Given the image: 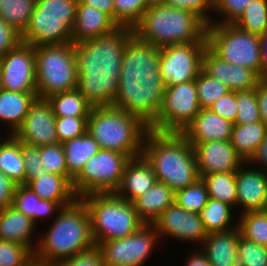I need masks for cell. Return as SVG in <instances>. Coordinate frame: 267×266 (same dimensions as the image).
Wrapping results in <instances>:
<instances>
[{
  "instance_id": "cell-25",
  "label": "cell",
  "mask_w": 267,
  "mask_h": 266,
  "mask_svg": "<svg viewBox=\"0 0 267 266\" xmlns=\"http://www.w3.org/2000/svg\"><path fill=\"white\" fill-rule=\"evenodd\" d=\"M37 92L18 93L0 88V121L7 125L8 135H14L23 124Z\"/></svg>"
},
{
  "instance_id": "cell-55",
  "label": "cell",
  "mask_w": 267,
  "mask_h": 266,
  "mask_svg": "<svg viewBox=\"0 0 267 266\" xmlns=\"http://www.w3.org/2000/svg\"><path fill=\"white\" fill-rule=\"evenodd\" d=\"M78 4H88L98 8L114 20V0H78Z\"/></svg>"
},
{
  "instance_id": "cell-23",
  "label": "cell",
  "mask_w": 267,
  "mask_h": 266,
  "mask_svg": "<svg viewBox=\"0 0 267 266\" xmlns=\"http://www.w3.org/2000/svg\"><path fill=\"white\" fill-rule=\"evenodd\" d=\"M239 226L224 232L210 233L200 246L211 266H239Z\"/></svg>"
},
{
  "instance_id": "cell-54",
  "label": "cell",
  "mask_w": 267,
  "mask_h": 266,
  "mask_svg": "<svg viewBox=\"0 0 267 266\" xmlns=\"http://www.w3.org/2000/svg\"><path fill=\"white\" fill-rule=\"evenodd\" d=\"M248 163L249 165L253 164L258 165L257 168L267 173V135L264 138V140L259 144L255 153L253 154L252 158L248 161Z\"/></svg>"
},
{
  "instance_id": "cell-59",
  "label": "cell",
  "mask_w": 267,
  "mask_h": 266,
  "mask_svg": "<svg viewBox=\"0 0 267 266\" xmlns=\"http://www.w3.org/2000/svg\"><path fill=\"white\" fill-rule=\"evenodd\" d=\"M0 88H1V66H0Z\"/></svg>"
},
{
  "instance_id": "cell-12",
  "label": "cell",
  "mask_w": 267,
  "mask_h": 266,
  "mask_svg": "<svg viewBox=\"0 0 267 266\" xmlns=\"http://www.w3.org/2000/svg\"><path fill=\"white\" fill-rule=\"evenodd\" d=\"M129 160L123 153L100 149L72 180L77 197L80 199L94 193H115Z\"/></svg>"
},
{
  "instance_id": "cell-33",
  "label": "cell",
  "mask_w": 267,
  "mask_h": 266,
  "mask_svg": "<svg viewBox=\"0 0 267 266\" xmlns=\"http://www.w3.org/2000/svg\"><path fill=\"white\" fill-rule=\"evenodd\" d=\"M233 209L225 202L208 198L207 204L198 213L207 233L224 232L237 227L232 221Z\"/></svg>"
},
{
  "instance_id": "cell-53",
  "label": "cell",
  "mask_w": 267,
  "mask_h": 266,
  "mask_svg": "<svg viewBox=\"0 0 267 266\" xmlns=\"http://www.w3.org/2000/svg\"><path fill=\"white\" fill-rule=\"evenodd\" d=\"M256 97L261 115V121L267 127V82L262 79L256 86Z\"/></svg>"
},
{
  "instance_id": "cell-49",
  "label": "cell",
  "mask_w": 267,
  "mask_h": 266,
  "mask_svg": "<svg viewBox=\"0 0 267 266\" xmlns=\"http://www.w3.org/2000/svg\"><path fill=\"white\" fill-rule=\"evenodd\" d=\"M208 109L234 123L237 115L236 91H230L221 96Z\"/></svg>"
},
{
  "instance_id": "cell-16",
  "label": "cell",
  "mask_w": 267,
  "mask_h": 266,
  "mask_svg": "<svg viewBox=\"0 0 267 266\" xmlns=\"http://www.w3.org/2000/svg\"><path fill=\"white\" fill-rule=\"evenodd\" d=\"M159 234L175 240L194 241L200 247L208 236L198 213L189 212L175 202L168 206L152 224Z\"/></svg>"
},
{
  "instance_id": "cell-47",
  "label": "cell",
  "mask_w": 267,
  "mask_h": 266,
  "mask_svg": "<svg viewBox=\"0 0 267 266\" xmlns=\"http://www.w3.org/2000/svg\"><path fill=\"white\" fill-rule=\"evenodd\" d=\"M251 0H214V12L221 20L212 23H234ZM223 15V16H222ZM223 17V18H222Z\"/></svg>"
},
{
  "instance_id": "cell-21",
  "label": "cell",
  "mask_w": 267,
  "mask_h": 266,
  "mask_svg": "<svg viewBox=\"0 0 267 266\" xmlns=\"http://www.w3.org/2000/svg\"><path fill=\"white\" fill-rule=\"evenodd\" d=\"M157 182L152 165L143 155L131 158L124 169L121 182L115 194L133 202Z\"/></svg>"
},
{
  "instance_id": "cell-40",
  "label": "cell",
  "mask_w": 267,
  "mask_h": 266,
  "mask_svg": "<svg viewBox=\"0 0 267 266\" xmlns=\"http://www.w3.org/2000/svg\"><path fill=\"white\" fill-rule=\"evenodd\" d=\"M195 86L201 109H208L218 98L231 91L225 84L212 78L203 70L196 77Z\"/></svg>"
},
{
  "instance_id": "cell-58",
  "label": "cell",
  "mask_w": 267,
  "mask_h": 266,
  "mask_svg": "<svg viewBox=\"0 0 267 266\" xmlns=\"http://www.w3.org/2000/svg\"><path fill=\"white\" fill-rule=\"evenodd\" d=\"M28 266H55V265L44 264V263L38 262L36 260H33Z\"/></svg>"
},
{
  "instance_id": "cell-52",
  "label": "cell",
  "mask_w": 267,
  "mask_h": 266,
  "mask_svg": "<svg viewBox=\"0 0 267 266\" xmlns=\"http://www.w3.org/2000/svg\"><path fill=\"white\" fill-rule=\"evenodd\" d=\"M17 184L0 171V211L13 204Z\"/></svg>"
},
{
  "instance_id": "cell-14",
  "label": "cell",
  "mask_w": 267,
  "mask_h": 266,
  "mask_svg": "<svg viewBox=\"0 0 267 266\" xmlns=\"http://www.w3.org/2000/svg\"><path fill=\"white\" fill-rule=\"evenodd\" d=\"M1 88L18 92H37L35 47L20 42L0 57Z\"/></svg>"
},
{
  "instance_id": "cell-43",
  "label": "cell",
  "mask_w": 267,
  "mask_h": 266,
  "mask_svg": "<svg viewBox=\"0 0 267 266\" xmlns=\"http://www.w3.org/2000/svg\"><path fill=\"white\" fill-rule=\"evenodd\" d=\"M34 252L20 243L0 240V266H28Z\"/></svg>"
},
{
  "instance_id": "cell-27",
  "label": "cell",
  "mask_w": 267,
  "mask_h": 266,
  "mask_svg": "<svg viewBox=\"0 0 267 266\" xmlns=\"http://www.w3.org/2000/svg\"><path fill=\"white\" fill-rule=\"evenodd\" d=\"M175 192L165 183L157 181L132 203L144 224H153L160 214L174 203Z\"/></svg>"
},
{
  "instance_id": "cell-51",
  "label": "cell",
  "mask_w": 267,
  "mask_h": 266,
  "mask_svg": "<svg viewBox=\"0 0 267 266\" xmlns=\"http://www.w3.org/2000/svg\"><path fill=\"white\" fill-rule=\"evenodd\" d=\"M21 41V34L0 17V57L15 48Z\"/></svg>"
},
{
  "instance_id": "cell-56",
  "label": "cell",
  "mask_w": 267,
  "mask_h": 266,
  "mask_svg": "<svg viewBox=\"0 0 267 266\" xmlns=\"http://www.w3.org/2000/svg\"><path fill=\"white\" fill-rule=\"evenodd\" d=\"M185 266H211L209 263L207 256L205 253L200 249L196 252V250L189 255L187 258Z\"/></svg>"
},
{
  "instance_id": "cell-3",
  "label": "cell",
  "mask_w": 267,
  "mask_h": 266,
  "mask_svg": "<svg viewBox=\"0 0 267 266\" xmlns=\"http://www.w3.org/2000/svg\"><path fill=\"white\" fill-rule=\"evenodd\" d=\"M206 28L207 24L191 11L153 0L133 28L138 55L142 59L147 53L164 46L207 42Z\"/></svg>"
},
{
  "instance_id": "cell-60",
  "label": "cell",
  "mask_w": 267,
  "mask_h": 266,
  "mask_svg": "<svg viewBox=\"0 0 267 266\" xmlns=\"http://www.w3.org/2000/svg\"><path fill=\"white\" fill-rule=\"evenodd\" d=\"M264 80L267 82V73H266V75H265V77H264Z\"/></svg>"
},
{
  "instance_id": "cell-18",
  "label": "cell",
  "mask_w": 267,
  "mask_h": 266,
  "mask_svg": "<svg viewBox=\"0 0 267 266\" xmlns=\"http://www.w3.org/2000/svg\"><path fill=\"white\" fill-rule=\"evenodd\" d=\"M248 165L244 162L235 172L236 207L239 205L242 209L239 214L267 210V173Z\"/></svg>"
},
{
  "instance_id": "cell-41",
  "label": "cell",
  "mask_w": 267,
  "mask_h": 266,
  "mask_svg": "<svg viewBox=\"0 0 267 266\" xmlns=\"http://www.w3.org/2000/svg\"><path fill=\"white\" fill-rule=\"evenodd\" d=\"M237 115L234 124H248L261 121L256 87L248 91H236Z\"/></svg>"
},
{
  "instance_id": "cell-7",
  "label": "cell",
  "mask_w": 267,
  "mask_h": 266,
  "mask_svg": "<svg viewBox=\"0 0 267 266\" xmlns=\"http://www.w3.org/2000/svg\"><path fill=\"white\" fill-rule=\"evenodd\" d=\"M147 106L150 130L182 133L201 110L195 80L159 89Z\"/></svg>"
},
{
  "instance_id": "cell-1",
  "label": "cell",
  "mask_w": 267,
  "mask_h": 266,
  "mask_svg": "<svg viewBox=\"0 0 267 266\" xmlns=\"http://www.w3.org/2000/svg\"><path fill=\"white\" fill-rule=\"evenodd\" d=\"M77 89L94 106L120 105L141 97V58L134 29L73 43Z\"/></svg>"
},
{
  "instance_id": "cell-17",
  "label": "cell",
  "mask_w": 267,
  "mask_h": 266,
  "mask_svg": "<svg viewBox=\"0 0 267 266\" xmlns=\"http://www.w3.org/2000/svg\"><path fill=\"white\" fill-rule=\"evenodd\" d=\"M202 70L231 91L254 89L262 80L254 70L221 59L208 46L203 53Z\"/></svg>"
},
{
  "instance_id": "cell-48",
  "label": "cell",
  "mask_w": 267,
  "mask_h": 266,
  "mask_svg": "<svg viewBox=\"0 0 267 266\" xmlns=\"http://www.w3.org/2000/svg\"><path fill=\"white\" fill-rule=\"evenodd\" d=\"M21 152L25 163L26 181L39 178L47 173L41 164L40 147L21 143Z\"/></svg>"
},
{
  "instance_id": "cell-32",
  "label": "cell",
  "mask_w": 267,
  "mask_h": 266,
  "mask_svg": "<svg viewBox=\"0 0 267 266\" xmlns=\"http://www.w3.org/2000/svg\"><path fill=\"white\" fill-rule=\"evenodd\" d=\"M46 99L55 117H89L93 107L77 88L53 94Z\"/></svg>"
},
{
  "instance_id": "cell-31",
  "label": "cell",
  "mask_w": 267,
  "mask_h": 266,
  "mask_svg": "<svg viewBox=\"0 0 267 266\" xmlns=\"http://www.w3.org/2000/svg\"><path fill=\"white\" fill-rule=\"evenodd\" d=\"M68 173L74 178L92 155L100 150L98 142L87 131L84 135L62 143Z\"/></svg>"
},
{
  "instance_id": "cell-5",
  "label": "cell",
  "mask_w": 267,
  "mask_h": 266,
  "mask_svg": "<svg viewBox=\"0 0 267 266\" xmlns=\"http://www.w3.org/2000/svg\"><path fill=\"white\" fill-rule=\"evenodd\" d=\"M52 223L35 244L34 260L55 265L96 246L89 212L81 199L63 207Z\"/></svg>"
},
{
  "instance_id": "cell-29",
  "label": "cell",
  "mask_w": 267,
  "mask_h": 266,
  "mask_svg": "<svg viewBox=\"0 0 267 266\" xmlns=\"http://www.w3.org/2000/svg\"><path fill=\"white\" fill-rule=\"evenodd\" d=\"M266 135L267 127L262 121L234 124L230 141L242 160L248 162Z\"/></svg>"
},
{
  "instance_id": "cell-2",
  "label": "cell",
  "mask_w": 267,
  "mask_h": 266,
  "mask_svg": "<svg viewBox=\"0 0 267 266\" xmlns=\"http://www.w3.org/2000/svg\"><path fill=\"white\" fill-rule=\"evenodd\" d=\"M149 130L148 106L141 97L120 105L94 106L88 117L87 131L100 149L117 151L130 159L142 155Z\"/></svg>"
},
{
  "instance_id": "cell-46",
  "label": "cell",
  "mask_w": 267,
  "mask_h": 266,
  "mask_svg": "<svg viewBox=\"0 0 267 266\" xmlns=\"http://www.w3.org/2000/svg\"><path fill=\"white\" fill-rule=\"evenodd\" d=\"M172 8L189 10L200 17L207 25L214 22L208 11L214 12V0H162Z\"/></svg>"
},
{
  "instance_id": "cell-57",
  "label": "cell",
  "mask_w": 267,
  "mask_h": 266,
  "mask_svg": "<svg viewBox=\"0 0 267 266\" xmlns=\"http://www.w3.org/2000/svg\"><path fill=\"white\" fill-rule=\"evenodd\" d=\"M262 62L264 65V77L267 73V30L260 35Z\"/></svg>"
},
{
  "instance_id": "cell-22",
  "label": "cell",
  "mask_w": 267,
  "mask_h": 266,
  "mask_svg": "<svg viewBox=\"0 0 267 266\" xmlns=\"http://www.w3.org/2000/svg\"><path fill=\"white\" fill-rule=\"evenodd\" d=\"M118 27V24L108 14L98 8L88 4H77L72 43L109 34Z\"/></svg>"
},
{
  "instance_id": "cell-10",
  "label": "cell",
  "mask_w": 267,
  "mask_h": 266,
  "mask_svg": "<svg viewBox=\"0 0 267 266\" xmlns=\"http://www.w3.org/2000/svg\"><path fill=\"white\" fill-rule=\"evenodd\" d=\"M206 38L208 47L221 59L252 69L264 79L260 35L244 32L233 23H211Z\"/></svg>"
},
{
  "instance_id": "cell-30",
  "label": "cell",
  "mask_w": 267,
  "mask_h": 266,
  "mask_svg": "<svg viewBox=\"0 0 267 266\" xmlns=\"http://www.w3.org/2000/svg\"><path fill=\"white\" fill-rule=\"evenodd\" d=\"M0 139V171L17 185L26 184L25 163L21 152V141L14 135Z\"/></svg>"
},
{
  "instance_id": "cell-44",
  "label": "cell",
  "mask_w": 267,
  "mask_h": 266,
  "mask_svg": "<svg viewBox=\"0 0 267 266\" xmlns=\"http://www.w3.org/2000/svg\"><path fill=\"white\" fill-rule=\"evenodd\" d=\"M239 266H267V246L257 244L240 235L238 242Z\"/></svg>"
},
{
  "instance_id": "cell-15",
  "label": "cell",
  "mask_w": 267,
  "mask_h": 266,
  "mask_svg": "<svg viewBox=\"0 0 267 266\" xmlns=\"http://www.w3.org/2000/svg\"><path fill=\"white\" fill-rule=\"evenodd\" d=\"M56 117L47 99L36 98L14 136L21 143L42 147L58 144Z\"/></svg>"
},
{
  "instance_id": "cell-26",
  "label": "cell",
  "mask_w": 267,
  "mask_h": 266,
  "mask_svg": "<svg viewBox=\"0 0 267 266\" xmlns=\"http://www.w3.org/2000/svg\"><path fill=\"white\" fill-rule=\"evenodd\" d=\"M25 186L40 199L59 203L62 207L71 205L78 199L72 183L62 175L46 173L39 178L26 181Z\"/></svg>"
},
{
  "instance_id": "cell-35",
  "label": "cell",
  "mask_w": 267,
  "mask_h": 266,
  "mask_svg": "<svg viewBox=\"0 0 267 266\" xmlns=\"http://www.w3.org/2000/svg\"><path fill=\"white\" fill-rule=\"evenodd\" d=\"M37 0H0V17L22 34L29 23Z\"/></svg>"
},
{
  "instance_id": "cell-36",
  "label": "cell",
  "mask_w": 267,
  "mask_h": 266,
  "mask_svg": "<svg viewBox=\"0 0 267 266\" xmlns=\"http://www.w3.org/2000/svg\"><path fill=\"white\" fill-rule=\"evenodd\" d=\"M233 24L244 32L263 34L267 30V0H251Z\"/></svg>"
},
{
  "instance_id": "cell-8",
  "label": "cell",
  "mask_w": 267,
  "mask_h": 266,
  "mask_svg": "<svg viewBox=\"0 0 267 266\" xmlns=\"http://www.w3.org/2000/svg\"><path fill=\"white\" fill-rule=\"evenodd\" d=\"M80 199L88 209L96 245L132 235L144 225L133 203L115 193H94Z\"/></svg>"
},
{
  "instance_id": "cell-13",
  "label": "cell",
  "mask_w": 267,
  "mask_h": 266,
  "mask_svg": "<svg viewBox=\"0 0 267 266\" xmlns=\"http://www.w3.org/2000/svg\"><path fill=\"white\" fill-rule=\"evenodd\" d=\"M152 224H144L124 238L99 242L104 266H143L159 239Z\"/></svg>"
},
{
  "instance_id": "cell-11",
  "label": "cell",
  "mask_w": 267,
  "mask_h": 266,
  "mask_svg": "<svg viewBox=\"0 0 267 266\" xmlns=\"http://www.w3.org/2000/svg\"><path fill=\"white\" fill-rule=\"evenodd\" d=\"M37 97L77 88V67L73 43L35 47Z\"/></svg>"
},
{
  "instance_id": "cell-45",
  "label": "cell",
  "mask_w": 267,
  "mask_h": 266,
  "mask_svg": "<svg viewBox=\"0 0 267 266\" xmlns=\"http://www.w3.org/2000/svg\"><path fill=\"white\" fill-rule=\"evenodd\" d=\"M56 134L59 143L84 135L88 117H56Z\"/></svg>"
},
{
  "instance_id": "cell-37",
  "label": "cell",
  "mask_w": 267,
  "mask_h": 266,
  "mask_svg": "<svg viewBox=\"0 0 267 266\" xmlns=\"http://www.w3.org/2000/svg\"><path fill=\"white\" fill-rule=\"evenodd\" d=\"M241 235L257 244L267 246V210L239 214Z\"/></svg>"
},
{
  "instance_id": "cell-6",
  "label": "cell",
  "mask_w": 267,
  "mask_h": 266,
  "mask_svg": "<svg viewBox=\"0 0 267 266\" xmlns=\"http://www.w3.org/2000/svg\"><path fill=\"white\" fill-rule=\"evenodd\" d=\"M142 155L152 165L157 181L174 192L192 185L199 177L194 148L181 133L149 130Z\"/></svg>"
},
{
  "instance_id": "cell-24",
  "label": "cell",
  "mask_w": 267,
  "mask_h": 266,
  "mask_svg": "<svg viewBox=\"0 0 267 266\" xmlns=\"http://www.w3.org/2000/svg\"><path fill=\"white\" fill-rule=\"evenodd\" d=\"M34 221L19 212L12 205L0 211V240L12 241L28 246L33 252L36 246L32 238L35 233Z\"/></svg>"
},
{
  "instance_id": "cell-4",
  "label": "cell",
  "mask_w": 267,
  "mask_h": 266,
  "mask_svg": "<svg viewBox=\"0 0 267 266\" xmlns=\"http://www.w3.org/2000/svg\"><path fill=\"white\" fill-rule=\"evenodd\" d=\"M207 46V42H190L147 53L141 59V98L147 102L161 88L195 80Z\"/></svg>"
},
{
  "instance_id": "cell-42",
  "label": "cell",
  "mask_w": 267,
  "mask_h": 266,
  "mask_svg": "<svg viewBox=\"0 0 267 266\" xmlns=\"http://www.w3.org/2000/svg\"><path fill=\"white\" fill-rule=\"evenodd\" d=\"M41 164L47 173L66 177L71 183L73 177L67 171L62 143L40 147Z\"/></svg>"
},
{
  "instance_id": "cell-28",
  "label": "cell",
  "mask_w": 267,
  "mask_h": 266,
  "mask_svg": "<svg viewBox=\"0 0 267 266\" xmlns=\"http://www.w3.org/2000/svg\"><path fill=\"white\" fill-rule=\"evenodd\" d=\"M12 206L30 217L36 225L37 221L43 218H50V216L54 218L53 214H57L63 208L59 203L40 199L25 185H17Z\"/></svg>"
},
{
  "instance_id": "cell-50",
  "label": "cell",
  "mask_w": 267,
  "mask_h": 266,
  "mask_svg": "<svg viewBox=\"0 0 267 266\" xmlns=\"http://www.w3.org/2000/svg\"><path fill=\"white\" fill-rule=\"evenodd\" d=\"M55 266H104V262L99 248L94 246L55 264Z\"/></svg>"
},
{
  "instance_id": "cell-34",
  "label": "cell",
  "mask_w": 267,
  "mask_h": 266,
  "mask_svg": "<svg viewBox=\"0 0 267 266\" xmlns=\"http://www.w3.org/2000/svg\"><path fill=\"white\" fill-rule=\"evenodd\" d=\"M211 199L236 206L237 183L235 172H215L201 177Z\"/></svg>"
},
{
  "instance_id": "cell-20",
  "label": "cell",
  "mask_w": 267,
  "mask_h": 266,
  "mask_svg": "<svg viewBox=\"0 0 267 266\" xmlns=\"http://www.w3.org/2000/svg\"><path fill=\"white\" fill-rule=\"evenodd\" d=\"M234 123L209 109H201L181 133L190 144L230 141Z\"/></svg>"
},
{
  "instance_id": "cell-9",
  "label": "cell",
  "mask_w": 267,
  "mask_h": 266,
  "mask_svg": "<svg viewBox=\"0 0 267 266\" xmlns=\"http://www.w3.org/2000/svg\"><path fill=\"white\" fill-rule=\"evenodd\" d=\"M78 0H37L21 41L33 47L72 42Z\"/></svg>"
},
{
  "instance_id": "cell-38",
  "label": "cell",
  "mask_w": 267,
  "mask_h": 266,
  "mask_svg": "<svg viewBox=\"0 0 267 266\" xmlns=\"http://www.w3.org/2000/svg\"><path fill=\"white\" fill-rule=\"evenodd\" d=\"M204 180L200 177L192 185L175 192L174 202L184 210L199 213L208 201Z\"/></svg>"
},
{
  "instance_id": "cell-39",
  "label": "cell",
  "mask_w": 267,
  "mask_h": 266,
  "mask_svg": "<svg viewBox=\"0 0 267 266\" xmlns=\"http://www.w3.org/2000/svg\"><path fill=\"white\" fill-rule=\"evenodd\" d=\"M153 0H114V21L118 26L134 28Z\"/></svg>"
},
{
  "instance_id": "cell-19",
  "label": "cell",
  "mask_w": 267,
  "mask_h": 266,
  "mask_svg": "<svg viewBox=\"0 0 267 266\" xmlns=\"http://www.w3.org/2000/svg\"><path fill=\"white\" fill-rule=\"evenodd\" d=\"M195 151L199 177L215 172H236L244 163L231 141L190 144Z\"/></svg>"
}]
</instances>
